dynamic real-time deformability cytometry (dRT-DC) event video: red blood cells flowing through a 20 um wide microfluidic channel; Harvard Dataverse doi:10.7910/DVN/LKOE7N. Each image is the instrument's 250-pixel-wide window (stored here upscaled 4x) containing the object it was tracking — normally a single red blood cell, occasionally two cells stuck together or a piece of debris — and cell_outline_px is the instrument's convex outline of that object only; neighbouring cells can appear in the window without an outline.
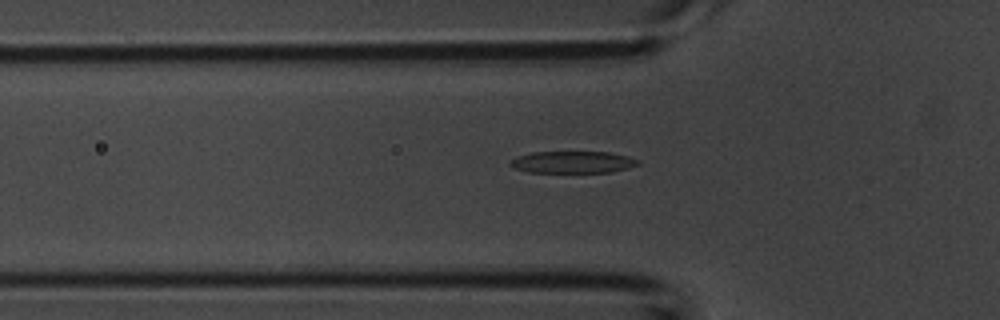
{"species": "common noctule bat (a hibernating species)", "species_latin": "Nyctalus noctula", "temperature_condition": "room temperature", "stored_images_in_passage": 29, "camera_frame_rate_fps": 3000, "um_per_image_px": 0.085, "animal": {"sex": "male", "body_mass_g": 20.1, "forearm_length_mm": 53.5}, "frame": {"image": 1, "passage_image": 16, "time_ms": 5.0, "image_size_px": [1000, 320], "cell_outline_px": [[640, 164], [628, 168], [612, 172], [528, 172], [516, 168], [508, 164], [508, 160], [516, 156], [532, 152], [608, 152], [628, 156], [640, 160]], "centroid_in_image_um": [48.67, 13.78], "position_along_channel_um": 77.1, "area_um2": 16.42}}
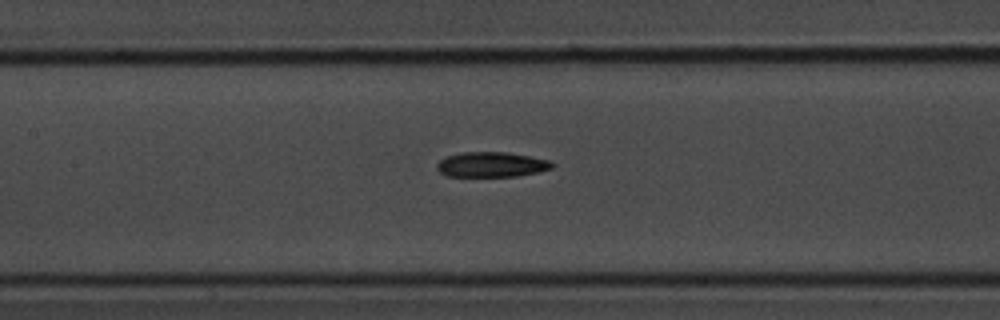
{"frame": {"image": 2, "passage_image": 23, "time_ms": 7.333, "image_size_px": [1000, 320], "cell_outline_px": [[556, 164], [552, 168], [536, 172], [516, 176], [448, 176], [440, 172], [436, 168], [436, 164], [440, 160], [448, 156], [460, 152], [508, 152], [548, 160]], "centroid_in_image_um": [41.76, 13.98], "position_along_channel_um": 165.6, "area_um2": 16.7}}
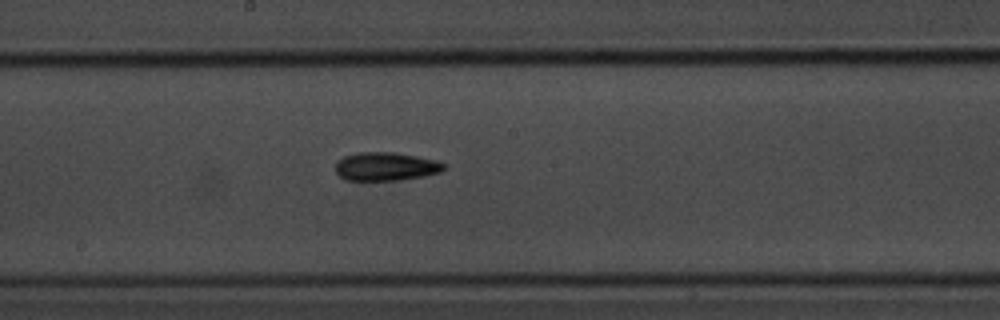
{"frame": {"image": 3, "passage_image": 27, "time_ms": 8.667, "image_size_px": [1000, 320], "cell_outline_px": [[448, 168], [440, 172], [424, 176], [400, 180], [344, 180], [336, 172], [336, 160], [344, 156], [360, 152], [396, 152], [436, 160], [448, 164]], "centroid_in_image_um": [32.83, 14.15], "position_along_channel_um": 215.4, "area_um2": 18.21}}